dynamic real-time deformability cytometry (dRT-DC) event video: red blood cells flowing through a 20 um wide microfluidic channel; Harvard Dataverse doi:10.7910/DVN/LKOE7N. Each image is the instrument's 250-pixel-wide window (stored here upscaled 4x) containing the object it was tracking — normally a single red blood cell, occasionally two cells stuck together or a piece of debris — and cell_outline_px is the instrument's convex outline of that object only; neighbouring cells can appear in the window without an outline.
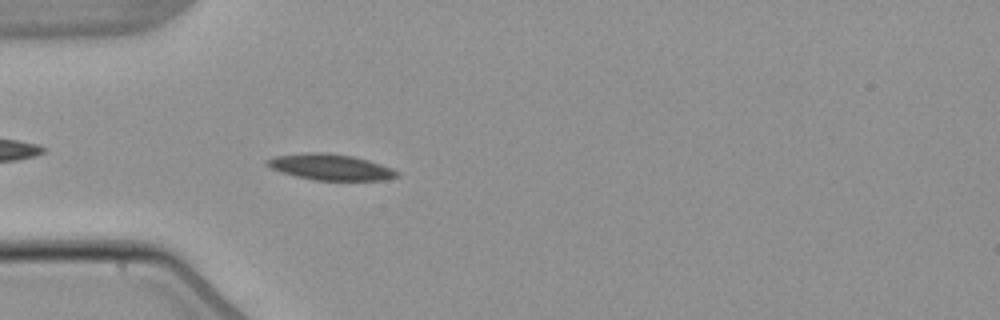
{"species": "common noctule bat (a hibernating species)", "species_latin": "Nyctalus noctula", "temperature_condition": "warm", "stored_images_in_passage": 4, "camera_frame_rate_fps": 3000, "um_per_image_px": 0.085, "animal": {"sex": "male", "body_mass_g": 21.5, "forearm_length_mm": 52.0}, "frame": {"image": 1, "passage_image": 4, "time_ms": 3.667, "image_size_px": [1000, 320], "cell_outline_px": [[400, 176], [388, 180], [312, 180], [280, 172], [264, 164], [264, 160], [276, 156], [304, 152], [324, 152], [352, 156], [368, 160], [392, 168], [400, 172]], "centroid_in_image_um": [28.09, 14.2], "position_along_channel_um": 56.9, "area_um2": 19.88}}